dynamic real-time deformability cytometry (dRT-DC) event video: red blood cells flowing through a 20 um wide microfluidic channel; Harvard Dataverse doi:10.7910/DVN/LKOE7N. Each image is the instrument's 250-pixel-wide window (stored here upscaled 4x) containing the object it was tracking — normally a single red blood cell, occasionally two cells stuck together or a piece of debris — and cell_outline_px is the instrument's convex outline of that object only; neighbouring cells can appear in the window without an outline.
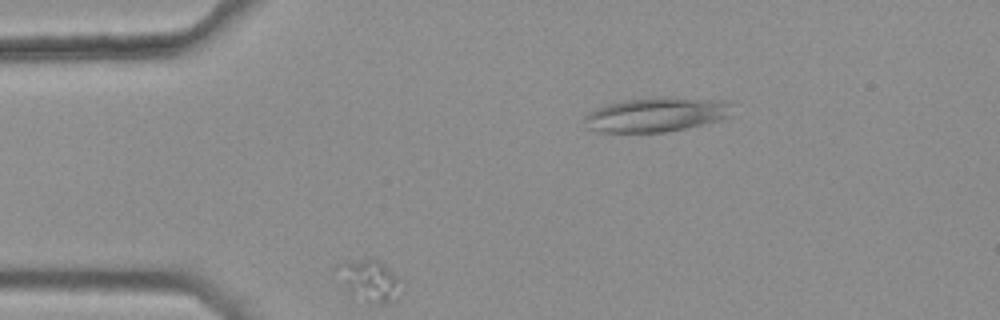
{"species": "common noctule bat (a hibernating species)", "species_latin": "Nyctalus noctula", "temperature_condition": "warm", "stored_images_in_passage": 32, "camera_frame_rate_fps": 3000, "um_per_image_px": 0.085, "animal": {"sex": "female", "body_mass_g": 25.1}, "frame": {"image": 1, "passage_image": 1, "time_ms": 0.0, "image_size_px": [1000, 320], "cell_outline_px": [[396, 300], [384, 304], [368, 304], [352, 296], [332, 268], [336, 264], [360, 260], [380, 260], [396, 276]], "centroid_in_image_um": [31.29, 23.87], "position_along_channel_um": 53.7, "area_um2": 15.09}}
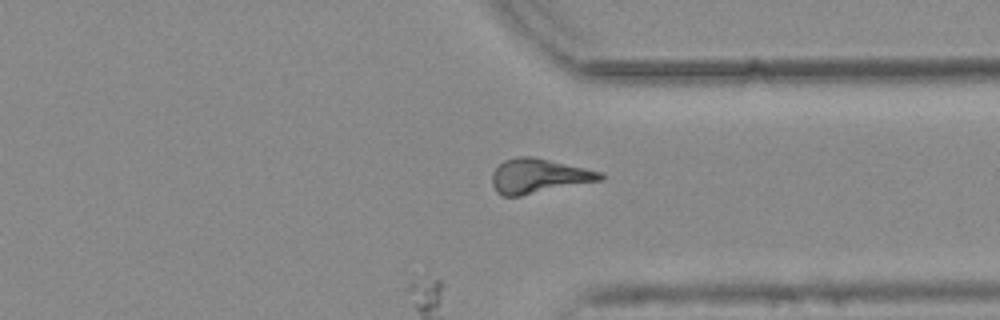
{"frame": {"image": 2, "passage_image": 32, "time_ms": 10.333, "image_size_px": [1000, 320], "cell_outline_px": [[604, 180], [520, 196], [504, 196], [496, 192], [492, 184], [492, 172], [504, 160], [516, 156], [532, 156], [604, 172]], "centroid_in_image_um": [45.81, 14.96], "position_along_channel_um": 365.6, "area_um2": 21.96}}